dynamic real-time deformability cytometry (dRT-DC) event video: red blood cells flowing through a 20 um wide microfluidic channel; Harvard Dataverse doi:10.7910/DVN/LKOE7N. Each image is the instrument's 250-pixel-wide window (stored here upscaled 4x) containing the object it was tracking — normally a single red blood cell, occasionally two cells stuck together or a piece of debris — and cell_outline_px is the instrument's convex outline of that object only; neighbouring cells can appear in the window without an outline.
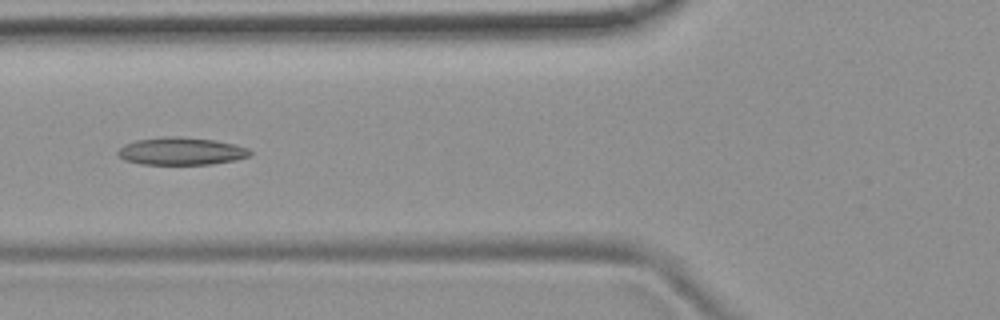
{"species": "common noctule bat (a hibernating species)", "species_latin": "Nyctalus noctula", "temperature_condition": "room temperature", "stored_images_in_passage": 8, "camera_frame_rate_fps": 3000, "um_per_image_px": 0.085, "animal": {"sex": "female", "body_mass_g": 19.9}, "frame": {"image": 1, "passage_image": 5, "time_ms": 1.333, "image_size_px": [1000, 320], "cell_outline_px": [[252, 152], [248, 156], [236, 160], [212, 164], [140, 164], [124, 160], [116, 152], [124, 144], [136, 140], [176, 136], [216, 140], [236, 144], [248, 148]], "centroid_in_image_um": [15.42, 12.85], "position_along_channel_um": 110.4, "area_um2": 21.15}}
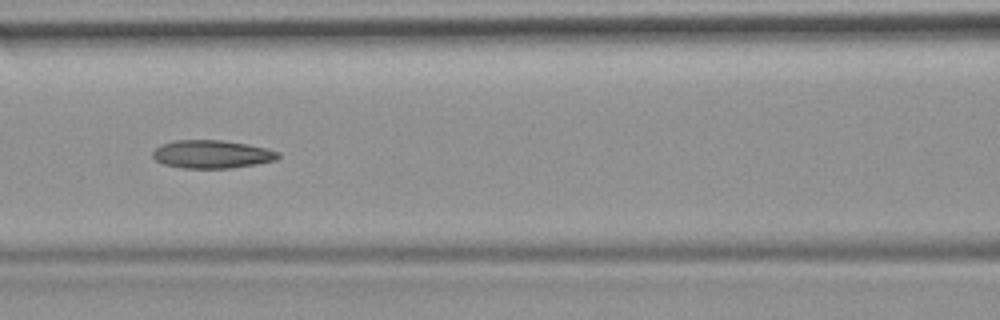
{"frame": {"image": 2, "passage_image": 6, "time_ms": 1.667, "image_size_px": [1000, 320], "cell_outline_px": [[280, 156], [276, 160], [256, 164], [228, 168], [184, 168], [164, 164], [156, 160], [152, 156], [152, 152], [160, 144], [176, 140], [220, 140], [268, 148], [280, 152]], "centroid_in_image_um": [18.01, 13.11], "position_along_channel_um": 148.6, "area_um2": 20.46}}
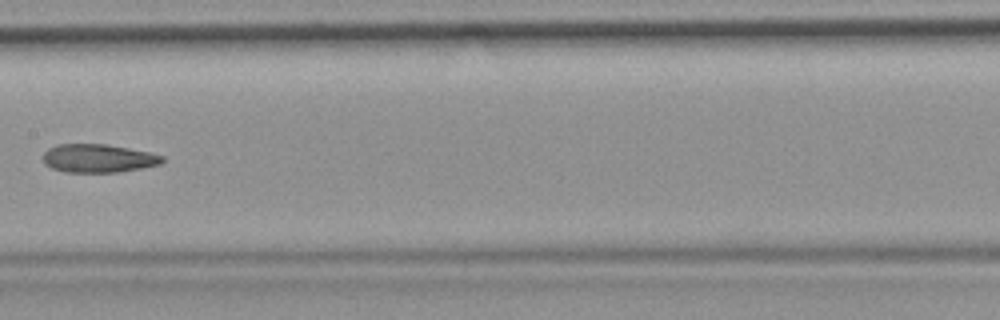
{"frame": {"image": 3, "passage_image": 7, "time_ms": 2.0, "image_size_px": [1000, 320], "cell_outline_px": [[164, 160], [160, 164], [120, 172], [64, 172], [52, 168], [44, 164], [44, 152], [48, 148], [56, 144], [104, 144], [128, 148], [148, 152], [164, 156]], "centroid_in_image_um": [8.33, 13.46], "position_along_channel_um": 199.1, "area_um2": 19.65}}